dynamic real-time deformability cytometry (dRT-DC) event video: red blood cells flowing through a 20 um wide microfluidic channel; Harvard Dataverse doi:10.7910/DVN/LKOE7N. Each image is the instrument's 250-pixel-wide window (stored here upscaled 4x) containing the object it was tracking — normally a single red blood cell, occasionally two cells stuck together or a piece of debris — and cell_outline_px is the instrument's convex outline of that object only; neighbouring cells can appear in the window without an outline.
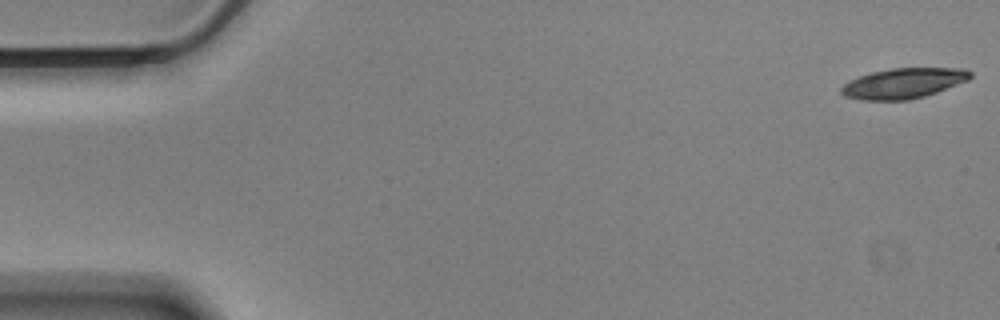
{"species": "Egyptian fruit bat (a non-hibernating species)", "species_latin": "Rousettus aegyptiacus", "temperature_condition": "cold", "stored_images_in_passage": 57, "camera_frame_rate_fps": 3000, "um_per_image_px": 0.085, "animal": {"sex": "male"}, "frame": {"image": 1, "passage_image": 1, "time_ms": 0.0, "image_size_px": [1000, 320], "cell_outline_px": [[972, 76], [968, 80], [936, 92], [924, 96], [908, 100], [860, 100], [844, 96], [840, 92], [840, 88], [844, 84], [860, 76], [872, 72], [892, 68], [964, 68], [972, 72]], "centroid_in_image_um": [76.79, 7.08], "position_along_channel_um": 8.2, "area_um2": 22.66}}
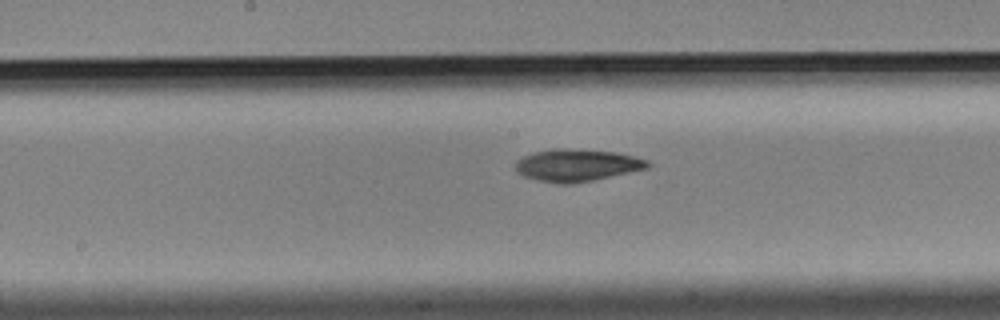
{"frame": {"image": 2, "passage_image": 29, "time_ms": 9.333, "image_size_px": [1000, 320], "cell_outline_px": [[652, 164], [648, 168], [592, 180], [572, 184], [556, 184], [524, 176], [516, 172], [516, 160], [532, 152], [552, 148], [564, 148], [616, 152], [648, 160]], "centroid_in_image_um": [49.02, 14.04], "position_along_channel_um": 199.2, "area_um2": 24.8}}
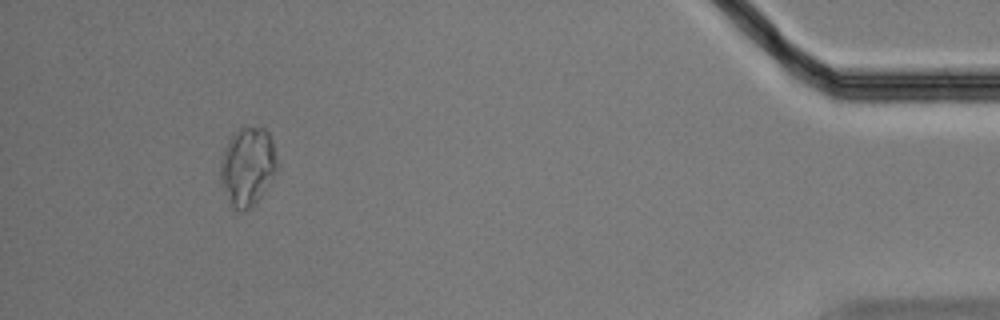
{"frame": {"image": 3, "passage_image": 53, "time_ms": 17.333, "image_size_px": [1000, 320], "cell_outline_px": [[276, 176], [252, 208], [244, 212], [240, 212], [228, 208], [220, 184], [220, 160], [224, 148], [232, 132], [244, 124], [264, 128], [268, 132], [272, 140], [276, 156]], "centroid_in_image_um": [21.0, 14.19], "position_along_channel_um": 414.2, "area_um2": 27.28}, "authors_computed_cell_mechanics": {"area_um2": 23.8714, "velocity_mm_per_s": 3.4956, "shape_relaxation_time_tau1_ms": 7.1683, "shape_relaxation_time_tau2_ms": 5.4984, "deformation_change_tau1": 0.1771, "deformation_change_tau2": 0.1079}}